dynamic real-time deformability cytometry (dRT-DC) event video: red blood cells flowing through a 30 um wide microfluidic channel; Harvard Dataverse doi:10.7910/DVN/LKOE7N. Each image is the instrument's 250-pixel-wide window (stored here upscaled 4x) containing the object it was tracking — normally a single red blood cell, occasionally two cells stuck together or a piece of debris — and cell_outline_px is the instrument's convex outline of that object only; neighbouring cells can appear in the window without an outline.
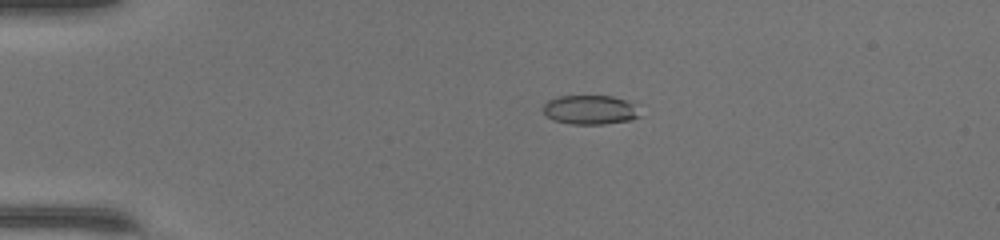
{"species": "common noctule bat (a hibernating species)", "species_latin": "Nyctalus noctula", "temperature_condition": "warm", "stored_images_in_passage": 50, "camera_frame_rate_fps": 3000, "um_per_image_px": 0.085, "animal": {"sex": "female", "body_mass_g": 17.0, "forearm_length_mm": 48.0}, "frame": {"image": 1, "passage_image": 12, "time_ms": 3.667, "image_size_px": [1000, 240], "cell_outline_px": [[640, 116], [632, 120], [604, 124], [572, 124], [556, 120], [548, 116], [544, 112], [544, 104], [548, 100], [556, 96], [612, 96], [624, 100], [632, 104]], "centroid_in_image_um": [50.14, 9.33], "position_along_channel_um": 34.9, "area_um2": 16.18}}
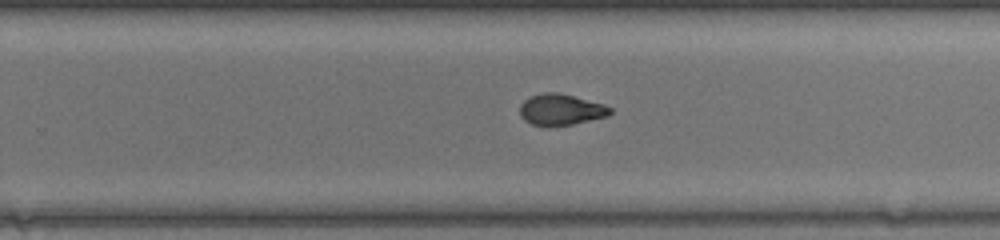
{"frame": {"image": 2, "passage_image": 33, "time_ms": 10.667, "image_size_px": [1000, 240], "cell_outline_px": [[612, 112], [608, 116], [572, 124], [532, 124], [524, 120], [520, 116], [520, 104], [524, 100], [532, 96], [544, 92], [556, 92], [604, 104], [612, 108]], "centroid_in_image_um": [47.68, 9.29], "position_along_channel_um": 282.1, "area_um2": 15.95}}
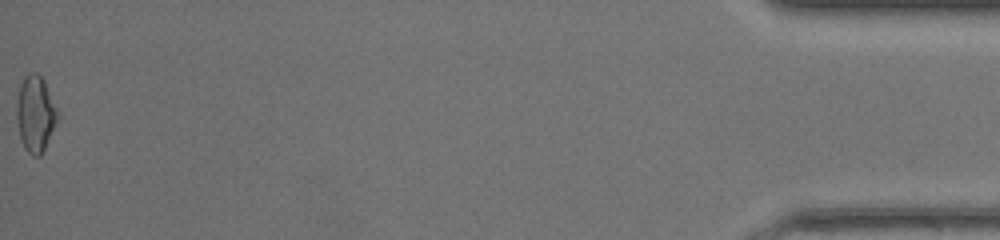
{"frame": {"image": 3, "passage_image": 50, "time_ms": 16.333, "image_size_px": [1000, 240], "cell_outline_px": [[56, 120], [44, 148], [40, 156], [32, 156], [24, 148], [20, 136], [16, 116], [16, 100], [20, 84], [24, 76], [28, 72], [36, 72], [44, 80], [56, 108]], "centroid_in_image_um": [2.95, 9.63], "position_along_channel_um": 432.2, "area_um2": 17.74}, "authors_computed_cell_mechanics": {"area_um2": 16.9065, "velocity_mm_per_s": 4.3449, "shape_relaxation_time_tau1_ms": null, "shape_relaxation_time_tau2_ms": 1.3834, "deformation_change_tau1": null, "deformation_change_tau2": 0.0685}}